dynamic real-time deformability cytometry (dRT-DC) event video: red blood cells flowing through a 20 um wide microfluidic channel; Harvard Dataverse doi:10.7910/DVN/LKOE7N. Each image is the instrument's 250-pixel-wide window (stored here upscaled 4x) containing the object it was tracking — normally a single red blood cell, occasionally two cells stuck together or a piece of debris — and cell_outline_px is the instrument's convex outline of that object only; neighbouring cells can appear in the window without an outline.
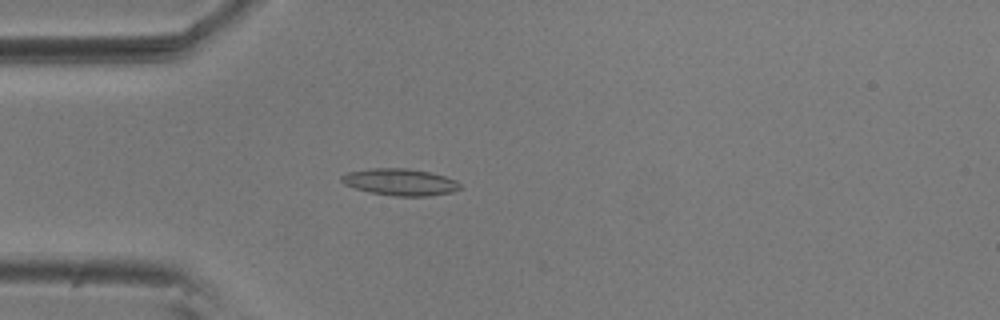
{"species": "common noctule bat (a hibernating species)", "species_latin": "Nyctalus noctula", "temperature_condition": "room temperature", "stored_images_in_passage": 17, "camera_frame_rate_fps": 3000, "um_per_image_px": 0.085, "animal": {"sex": "male", "body_mass_g": 20.5, "forearm_length_mm": 52.5}, "frame": {"image": 1, "passage_image": 14, "time_ms": 4.333, "image_size_px": [1000, 320], "cell_outline_px": [[460, 188], [452, 192], [428, 196], [396, 196], [368, 192], [344, 184], [340, 180], [340, 176], [348, 172], [372, 168], [408, 168], [428, 172], [444, 176], [456, 180], [460, 184]], "centroid_in_image_um": [33.99, 15.47], "position_along_channel_um": 51.0, "area_um2": 18.44}}